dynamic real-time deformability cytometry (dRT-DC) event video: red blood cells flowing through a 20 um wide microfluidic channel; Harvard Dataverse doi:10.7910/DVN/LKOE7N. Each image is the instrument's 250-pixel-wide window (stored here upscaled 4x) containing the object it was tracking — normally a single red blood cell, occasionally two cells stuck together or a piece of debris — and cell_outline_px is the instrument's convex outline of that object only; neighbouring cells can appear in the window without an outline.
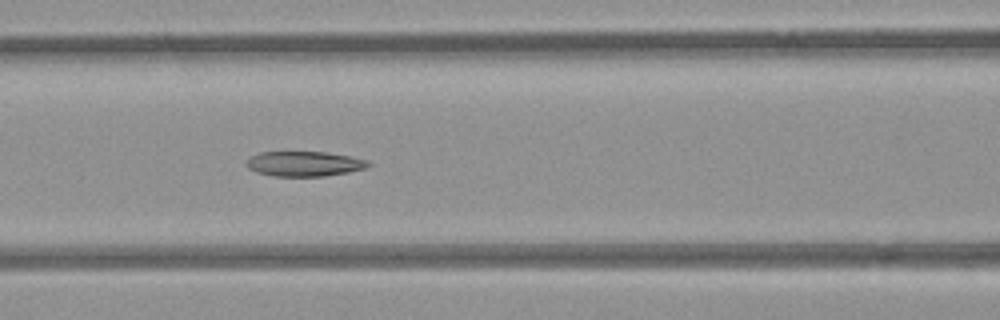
{"species": "common noctule bat (a hibernating species)", "species_latin": "Nyctalus noctula", "temperature_condition": "room temperature", "stored_images_in_passage": 7, "camera_frame_rate_fps": 3000, "um_per_image_px": 0.085, "animal": {"sex": "female", "body_mass_g": 21.9}, "frame": {"image": 1, "passage_image": 6, "time_ms": 1.667, "image_size_px": [1000, 320], "cell_outline_px": [[372, 164], [368, 168], [348, 172], [324, 176], [272, 176], [256, 172], [248, 168], [244, 164], [252, 156], [260, 152], [328, 152], [368, 160]], "centroid_in_image_um": [25.88, 13.92], "position_along_channel_um": 140.7, "area_um2": 17.8}}